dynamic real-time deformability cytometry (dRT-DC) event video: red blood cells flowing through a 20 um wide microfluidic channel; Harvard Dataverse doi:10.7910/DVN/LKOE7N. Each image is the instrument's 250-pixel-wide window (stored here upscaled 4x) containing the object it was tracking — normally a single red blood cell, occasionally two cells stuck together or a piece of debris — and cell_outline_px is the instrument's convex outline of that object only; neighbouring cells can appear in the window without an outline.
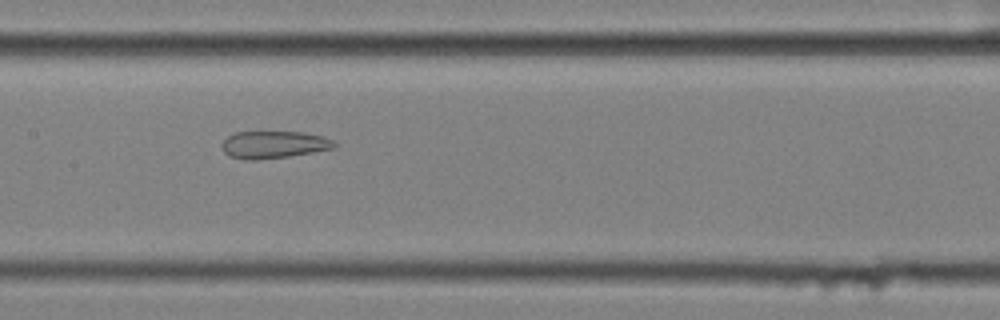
{"species": "common noctule bat (a hibernating species)", "species_latin": "Nyctalus noctula", "temperature_condition": "cold", "stored_images_in_passage": 58, "segment_of_instrument_passage": [2, 2], "camera_frame_rate_fps": 3000, "um_per_image_px": 0.085, "animal": {"sex": "female", "body_mass_g": 25.1}, "frame": {"image": 1, "passage_image": 29, "time_ms": 9.333, "image_size_px": [1000, 320], "cell_outline_px": [[336, 148], [288, 156], [256, 160], [248, 160], [232, 156], [224, 152], [220, 144], [232, 132], [304, 132], [320, 136], [332, 140], [336, 144]], "centroid_in_image_um": [23.24, 12.29], "position_along_channel_um": 184.2, "area_um2": 17.74}}
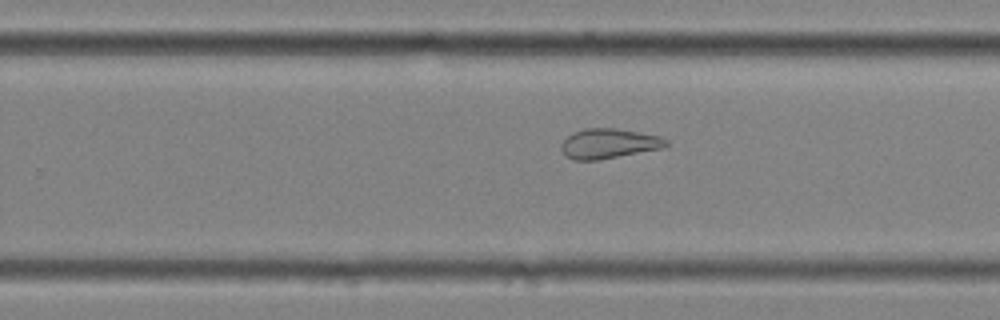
{"frame": {"image": 2, "passage_image": 37, "time_ms": 12.0, "image_size_px": [1000, 320], "cell_outline_px": [[672, 144], [664, 148], [596, 160], [572, 160], [560, 148], [560, 144], [572, 132], [584, 128], [616, 128], [640, 132], [660, 136], [668, 140]], "centroid_in_image_um": [51.79, 12.19], "position_along_channel_um": 278.0, "area_um2": 18.38}}
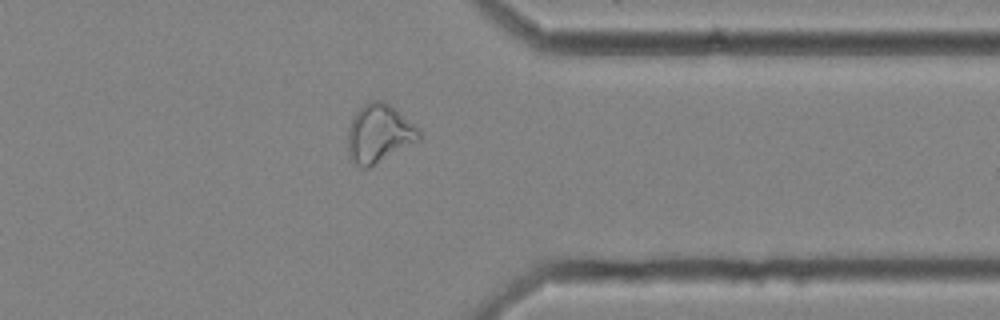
{"frame": {"image": 3, "passage_image": 46, "time_ms": 15.0, "image_size_px": [1000, 320], "cell_outline_px": [[420, 140], [368, 168], [364, 168], [356, 164], [348, 156], [348, 128], [352, 116], [364, 104], [372, 100], [384, 100], [420, 128]], "centroid_in_image_um": [32.22, 11.34], "position_along_channel_um": 379.2, "area_um2": 24.28}}